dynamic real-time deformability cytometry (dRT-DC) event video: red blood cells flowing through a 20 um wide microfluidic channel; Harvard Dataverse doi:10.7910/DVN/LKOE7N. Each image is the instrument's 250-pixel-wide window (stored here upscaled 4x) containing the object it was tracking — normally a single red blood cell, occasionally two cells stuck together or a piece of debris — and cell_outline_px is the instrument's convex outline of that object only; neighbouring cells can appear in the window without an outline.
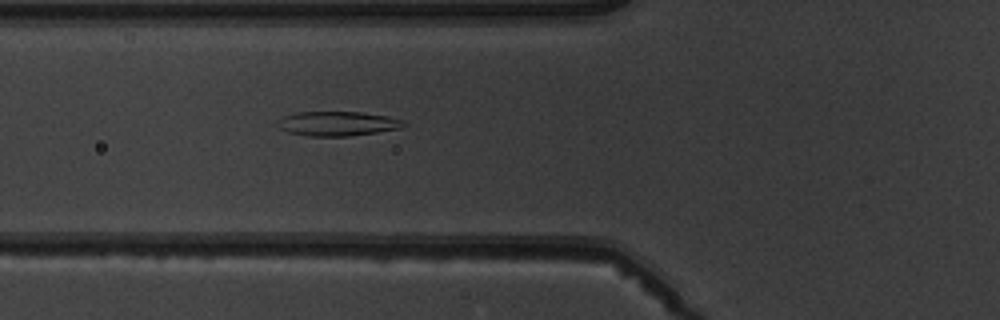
{"species": "common noctule bat (a hibernating species)", "species_latin": "Nyctalus noctula", "temperature_condition": "warm", "stored_images_in_passage": 4, "camera_frame_rate_fps": 3000, "um_per_image_px": 0.085, "animal": {"sex": "male", "body_mass_g": 19.5, "forearm_length_mm": 54.6}, "frame": {"image": 1, "passage_image": 4, "time_ms": 3.333, "image_size_px": [1000, 320], "cell_outline_px": [[408, 124], [404, 128], [348, 136], [308, 136], [288, 132], [280, 128], [276, 124], [276, 120], [284, 116], [296, 112], [360, 112], [388, 116], [400, 120]], "centroid_in_image_um": [28.68, 10.51], "position_along_channel_um": 97.1, "area_um2": 18.03}}